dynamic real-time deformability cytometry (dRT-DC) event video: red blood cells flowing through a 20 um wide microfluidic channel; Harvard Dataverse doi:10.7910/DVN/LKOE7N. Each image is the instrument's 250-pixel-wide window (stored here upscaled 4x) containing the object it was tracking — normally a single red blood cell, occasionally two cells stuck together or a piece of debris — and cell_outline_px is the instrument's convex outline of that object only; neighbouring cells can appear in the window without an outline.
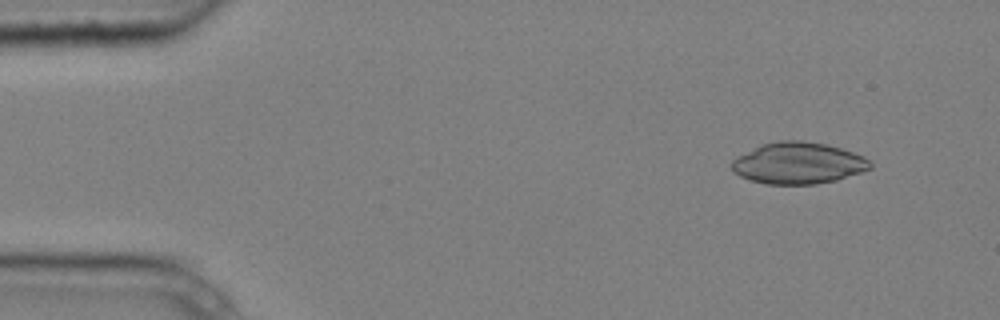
{"species": "common noctule bat (a hibernating species)", "species_latin": "Nyctalus noctula", "temperature_condition": "cold", "stored_images_in_passage": 4, "camera_frame_rate_fps": 3000, "um_per_image_px": 0.085, "animal": {"sex": "male", "body_mass_g": 20.4}, "frame": {"image": 1, "passage_image": 2, "time_ms": 0.333, "image_size_px": [1000, 320], "cell_outline_px": [[872, 168], [836, 180], [816, 184], [764, 184], [740, 176], [732, 172], [728, 164], [736, 156], [760, 144], [780, 140], [800, 140], [824, 144], [840, 148], [864, 156], [872, 164]], "centroid_in_image_um": [67.78, 13.86], "position_along_channel_um": 17.2, "area_um2": 33.7}}